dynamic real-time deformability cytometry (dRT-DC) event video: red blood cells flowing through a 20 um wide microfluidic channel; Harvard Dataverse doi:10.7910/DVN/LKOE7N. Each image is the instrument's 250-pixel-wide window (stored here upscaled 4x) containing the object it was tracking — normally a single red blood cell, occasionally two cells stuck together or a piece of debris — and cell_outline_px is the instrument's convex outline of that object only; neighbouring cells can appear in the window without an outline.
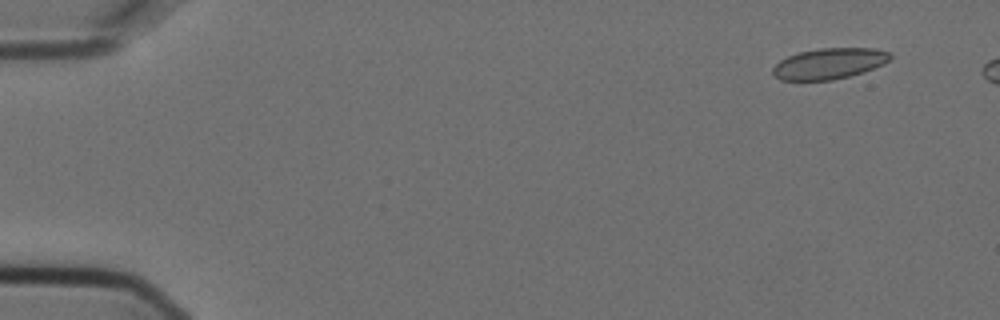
{"species": "Egyptian fruit bat (a non-hibernating species)", "species_latin": "Rousettus aegyptiacus", "temperature_condition": "cold", "stored_images_in_passage": 5, "camera_frame_rate_fps": 3000, "um_per_image_px": 0.085, "animal": {"sex": "female"}, "frame": {"image": 1, "passage_image": 1, "time_ms": 0.0, "image_size_px": [1000, 320], "cell_outline_px": [[892, 56], [884, 64], [864, 72], [832, 80], [780, 80], [772, 72], [772, 68], [780, 60], [788, 56], [800, 52], [820, 48], [876, 48], [888, 52]], "centroid_in_image_um": [70.49, 5.4], "position_along_channel_um": 14.5, "area_um2": 21.04}}